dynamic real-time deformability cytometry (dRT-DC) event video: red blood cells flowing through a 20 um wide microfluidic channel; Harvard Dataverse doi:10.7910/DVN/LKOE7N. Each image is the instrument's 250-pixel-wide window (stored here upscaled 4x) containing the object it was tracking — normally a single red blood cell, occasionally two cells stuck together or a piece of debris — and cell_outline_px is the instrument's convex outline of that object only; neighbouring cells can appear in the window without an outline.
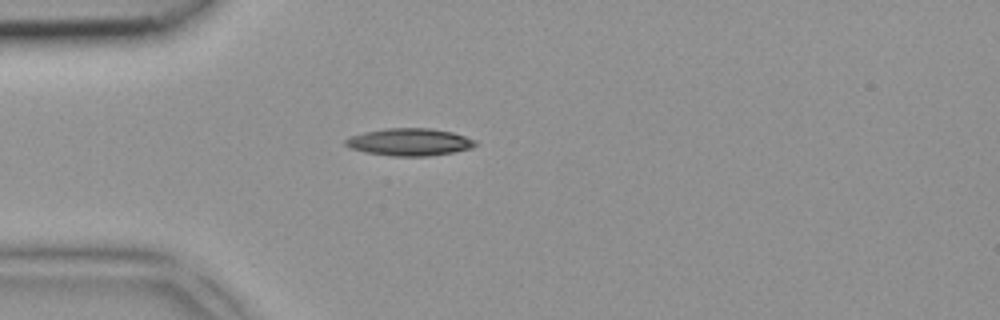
{"species": "common noctule bat (a hibernating species)", "species_latin": "Nyctalus noctula", "temperature_condition": "room temperature", "stored_images_in_passage": 1, "camera_frame_rate_fps": 3000, "um_per_image_px": 0.085, "animal": {"sex": "female", "body_mass_g": 18.4}, "frame": {"image": 1, "passage_image": 1, "time_ms": 0.0, "image_size_px": [1000, 320], "cell_outline_px": [[476, 144], [472, 148], [452, 152], [428, 156], [392, 156], [364, 152], [352, 148], [344, 144], [344, 140], [352, 136], [364, 132], [384, 128], [432, 128], [452, 132], [476, 140]], "centroid_in_image_um": [34.8, 12.07], "position_along_channel_um": 50.2, "area_um2": 20.63}}